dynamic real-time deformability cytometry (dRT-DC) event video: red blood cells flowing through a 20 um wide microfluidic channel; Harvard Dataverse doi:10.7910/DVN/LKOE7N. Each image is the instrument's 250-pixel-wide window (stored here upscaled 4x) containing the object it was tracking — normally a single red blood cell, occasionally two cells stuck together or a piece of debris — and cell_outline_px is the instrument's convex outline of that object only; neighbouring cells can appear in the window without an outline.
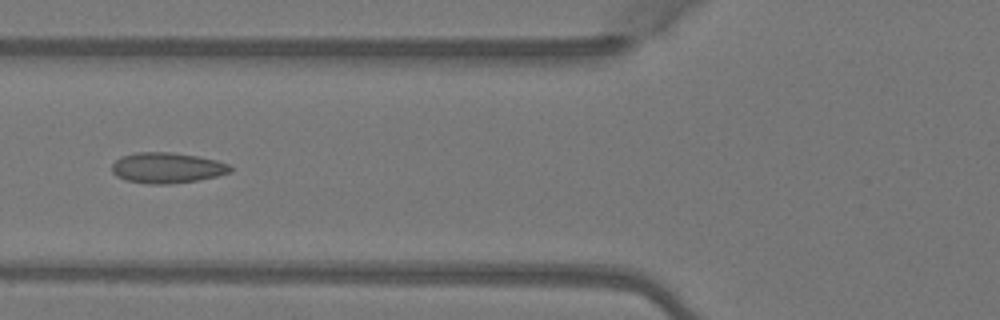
{"species": "Egyptian fruit bat (a non-hibernating species)", "species_latin": "Rousettus aegyptiacus", "temperature_condition": "warm", "stored_images_in_passage": 5, "camera_frame_rate_fps": 3000, "um_per_image_px": 0.085, "animal": {"sex": "female"}, "frame": {"image": 1, "passage_image": 5, "time_ms": 1.333, "image_size_px": [1000, 320], "cell_outline_px": [[232, 172], [216, 176], [196, 180], [168, 184], [148, 184], [124, 180], [116, 176], [112, 172], [112, 164], [120, 156], [136, 152], [172, 152], [196, 156], [216, 160], [228, 164], [232, 168]], "centroid_in_image_um": [14.16, 14.26], "position_along_channel_um": 111.6, "area_um2": 21.15}}